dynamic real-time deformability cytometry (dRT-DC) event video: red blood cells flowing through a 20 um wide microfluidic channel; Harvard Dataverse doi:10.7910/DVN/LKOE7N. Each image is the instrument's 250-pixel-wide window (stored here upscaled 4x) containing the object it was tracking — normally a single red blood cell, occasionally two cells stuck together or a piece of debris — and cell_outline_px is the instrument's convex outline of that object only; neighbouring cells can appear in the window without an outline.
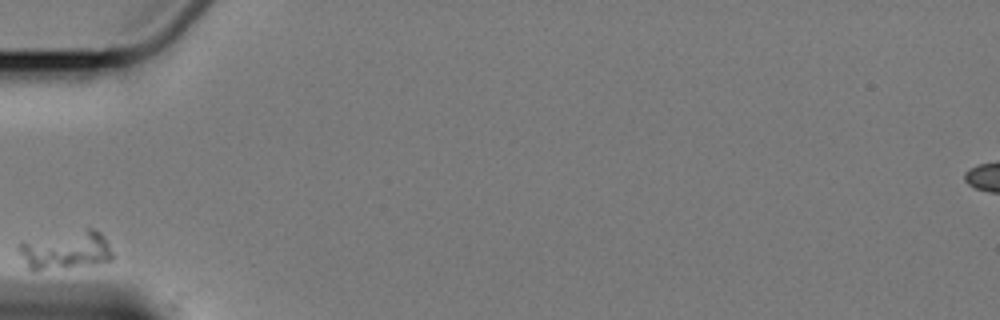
{"species": "Egyptian fruit bat (a non-hibernating species)", "species_latin": "Rousettus aegyptiacus", "temperature_condition": "cold", "stored_images_in_passage": 7, "camera_frame_rate_fps": 3000, "um_per_image_px": 0.085, "animal": {"sex": "female"}, "frame": {"image": 1, "passage_image": 1, "time_ms": 0.0, "image_size_px": [1000, 320], "cell_outline_px": [[112, 260], [96, 264], [36, 272], [32, 272], [28, 268], [16, 248], [16, 244], [88, 228], [92, 228], [100, 232], [108, 244], [112, 252]], "centroid_in_image_um": [5.57, 21.32], "position_along_channel_um": 79.4, "area_um2": 20.92}}
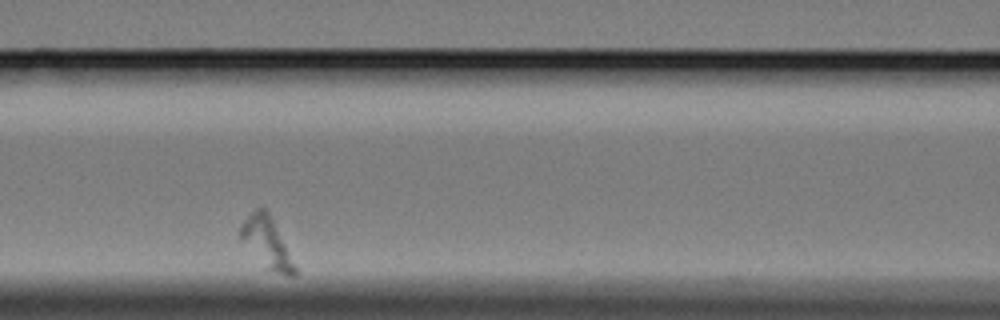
{"frame": {"image": 2, "passage_image": 3, "time_ms": 2.667, "image_size_px": [1000, 320], "cell_outline_px": [[296, 276], [284, 276], [264, 268], [240, 240], [240, 224], [256, 208], [264, 208], [268, 212], [296, 268]], "centroid_in_image_um": [22.63, 20.67], "position_along_channel_um": 144.0, "area_um2": 15.66}}
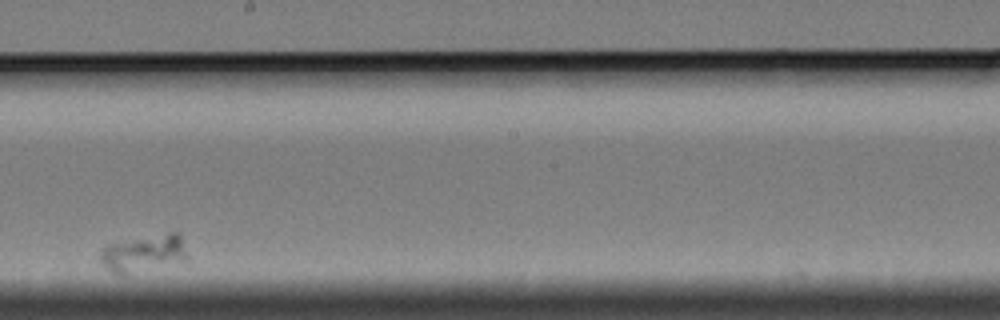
{"frame": {"image": 3, "passage_image": 6, "time_ms": 6.333, "image_size_px": [1000, 320], "cell_outline_px": [[188, 260], [184, 264], [124, 276], [120, 276], [112, 272], [100, 260], [100, 252], [108, 244], [168, 232], [176, 232], [180, 236], [188, 256]], "centroid_in_image_um": [12.29, 21.6], "position_along_channel_um": 235.9, "area_um2": 19.59}}